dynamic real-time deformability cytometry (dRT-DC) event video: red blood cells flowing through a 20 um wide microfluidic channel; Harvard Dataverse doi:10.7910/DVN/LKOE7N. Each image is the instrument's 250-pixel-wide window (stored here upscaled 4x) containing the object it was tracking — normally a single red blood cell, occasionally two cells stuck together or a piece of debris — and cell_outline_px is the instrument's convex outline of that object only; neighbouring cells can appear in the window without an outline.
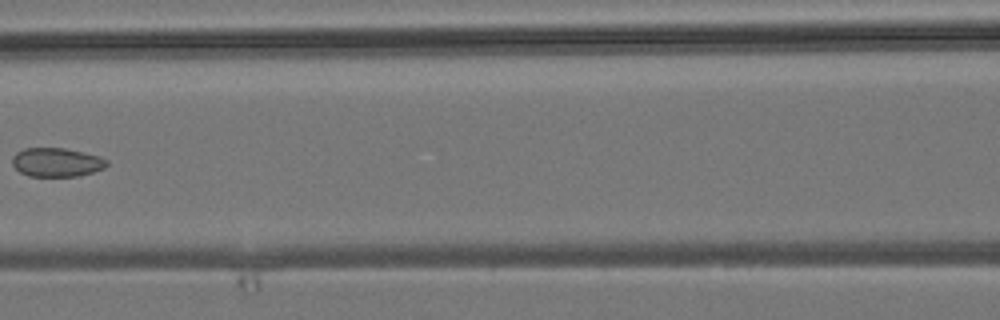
{"species": "common noctule bat (a hibernating species)", "species_latin": "Nyctalus noctula", "temperature_condition": "room temperature", "stored_images_in_passage": 6, "camera_frame_rate_fps": 3000, "um_per_image_px": 0.085, "animal": {"sex": "male", "body_mass_g": 19.2, "forearm_length_mm": 51.8}, "frame": {"image": 1, "passage_image": 6, "time_ms": 6.667, "image_size_px": [1000, 320], "cell_outline_px": [[108, 164], [104, 168], [92, 172], [76, 176], [28, 176], [20, 172], [12, 164], [12, 156], [16, 152], [24, 148], [64, 148], [100, 156], [108, 160]], "centroid_in_image_um": [4.8, 13.79], "position_along_channel_um": 161.8, "area_um2": 15.9}}